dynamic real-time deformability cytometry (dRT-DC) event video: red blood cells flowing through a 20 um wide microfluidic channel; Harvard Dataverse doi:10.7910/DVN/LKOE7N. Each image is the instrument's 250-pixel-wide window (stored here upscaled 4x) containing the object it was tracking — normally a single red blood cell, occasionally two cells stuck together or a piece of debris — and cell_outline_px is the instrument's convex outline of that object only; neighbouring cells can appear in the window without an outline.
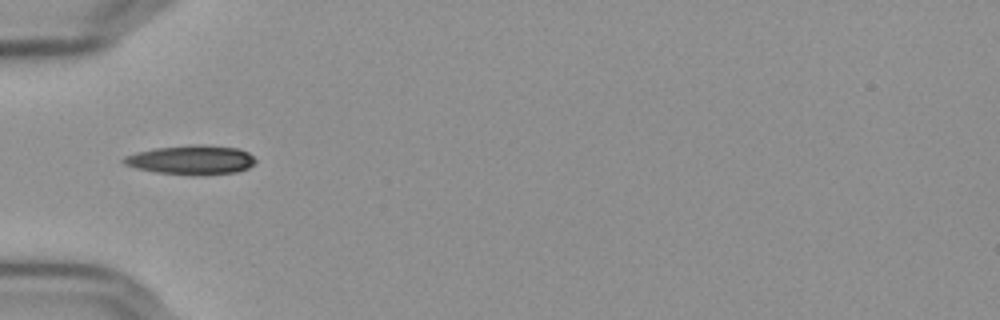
{"species": "Egyptian fruit bat (a non-hibernating species)", "species_latin": "Rousettus aegyptiacus", "temperature_condition": "cold", "stored_images_in_passage": 2, "camera_frame_rate_fps": 3000, "um_per_image_px": 0.085, "frame": {"image": 1, "passage_image": 1, "time_ms": 0.0, "image_size_px": [1000, 320], "cell_outline_px": [[256, 160], [248, 168], [236, 172], [204, 176], [192, 176], [156, 172], [136, 168], [124, 164], [120, 160], [124, 156], [136, 152], [156, 148], [200, 144], [204, 144], [240, 148], [248, 152]], "centroid_in_image_um": [16.26, 13.6], "position_along_channel_um": 68.7, "area_um2": 22.77}}
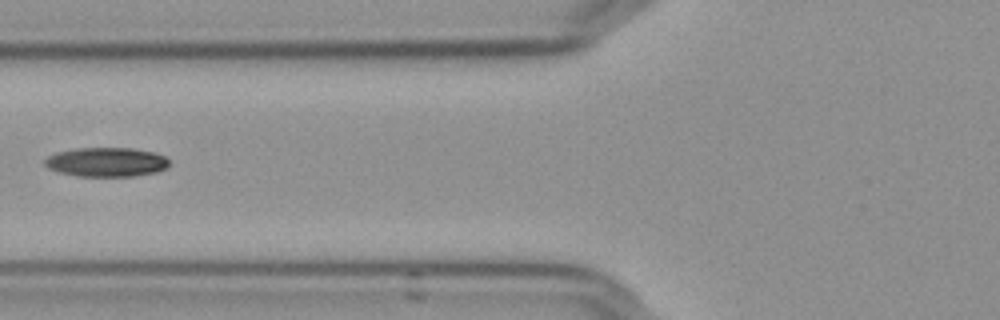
{"frame": {"image": 2, "passage_image": 2, "time_ms": 0.333, "image_size_px": [1000, 320], "cell_outline_px": [[168, 168], [156, 172], [136, 176], [76, 176], [60, 172], [48, 168], [44, 164], [44, 160], [48, 156], [56, 152], [76, 148], [132, 148], [156, 152], [164, 156], [168, 160]], "centroid_in_image_um": [9.05, 13.77], "position_along_channel_um": 116.7, "area_um2": 21.33}}